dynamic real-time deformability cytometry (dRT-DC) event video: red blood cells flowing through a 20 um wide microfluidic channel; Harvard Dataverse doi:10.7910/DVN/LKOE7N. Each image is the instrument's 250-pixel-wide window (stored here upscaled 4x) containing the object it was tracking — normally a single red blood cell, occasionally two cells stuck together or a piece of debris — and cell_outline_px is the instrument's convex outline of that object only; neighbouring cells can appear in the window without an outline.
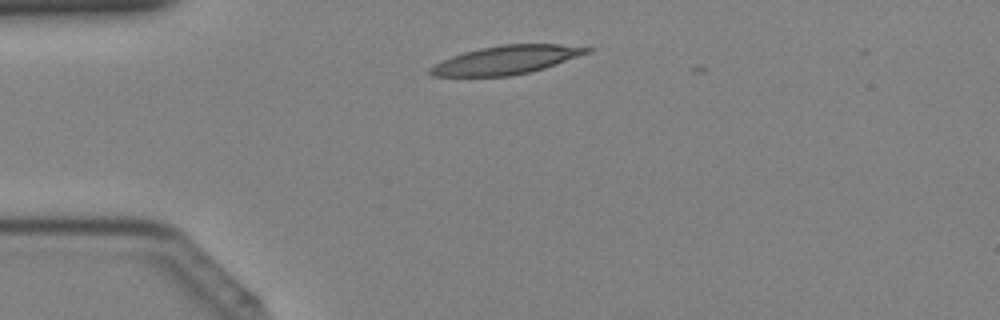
{"species": "Egyptian fruit bat (a non-hibernating species)", "species_latin": "Rousettus aegyptiacus", "temperature_condition": "cold", "stored_images_in_passage": 8, "camera_frame_rate_fps": 3000, "um_per_image_px": 0.085, "animal": {"sex": "female"}, "frame": {"image": 1, "passage_image": 2, "time_ms": 0.333, "image_size_px": [1000, 320], "cell_outline_px": [[592, 52], [532, 72], [512, 76], [432, 76], [428, 72], [428, 68], [452, 56], [464, 52], [480, 48], [504, 44], [560, 44], [592, 48]], "centroid_in_image_um": [43.06, 5.1], "position_along_channel_um": 41.9, "area_um2": 26.01}}
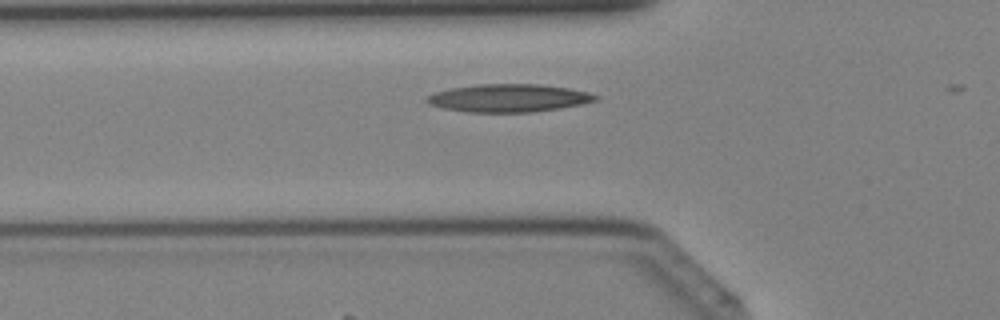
{"frame": {"image": 2, "passage_image": 6, "time_ms": 1.667, "image_size_px": [1000, 320], "cell_outline_px": [[600, 100], [560, 108], [532, 112], [468, 112], [444, 108], [428, 104], [424, 100], [424, 96], [448, 88], [480, 84], [540, 84], [568, 88], [588, 92], [600, 96]], "centroid_in_image_um": [43.22, 8.33], "position_along_channel_um": 82.6, "area_um2": 27.57}}